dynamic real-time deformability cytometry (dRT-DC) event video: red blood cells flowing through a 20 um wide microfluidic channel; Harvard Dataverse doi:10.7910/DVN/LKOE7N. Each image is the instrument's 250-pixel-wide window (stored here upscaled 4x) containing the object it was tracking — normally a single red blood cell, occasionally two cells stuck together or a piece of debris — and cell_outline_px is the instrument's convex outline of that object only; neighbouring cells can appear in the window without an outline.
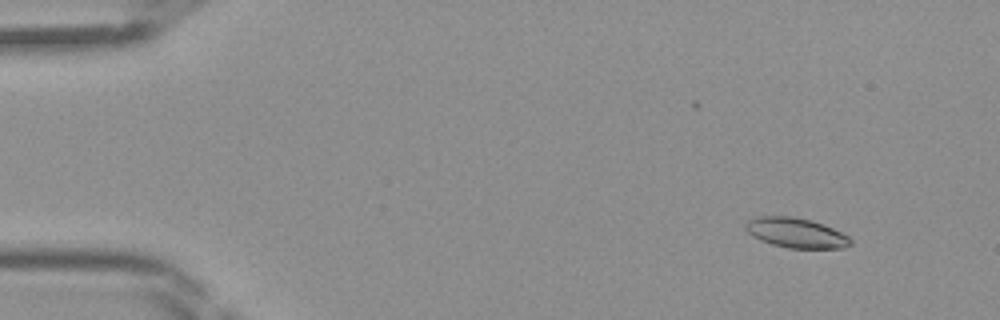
{"species": "Egyptian fruit bat (a non-hibernating species)", "species_latin": "Rousettus aegyptiacus", "temperature_condition": "room temperature", "stored_images_in_passage": 44, "camera_frame_rate_fps": 3000, "um_per_image_px": 0.085, "frame": {"image": 1, "passage_image": 4, "time_ms": 1.0, "image_size_px": [1000, 320], "cell_outline_px": [[852, 244], [844, 248], [788, 248], [772, 244], [760, 240], [752, 236], [744, 228], [744, 224], [748, 220], [756, 216], [792, 216], [812, 220], [824, 224], [848, 236], [852, 240]], "centroid_in_image_um": [67.64, 19.78], "position_along_channel_um": 17.4, "area_um2": 18.44}}
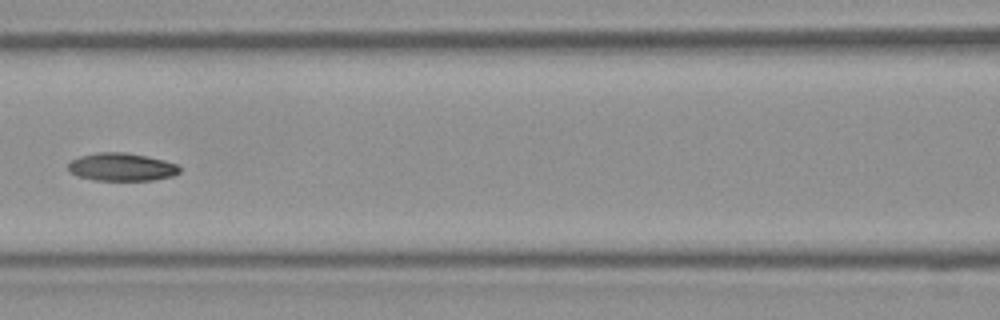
{"frame": {"image": 2, "passage_image": 20, "time_ms": 6.333, "image_size_px": [1000, 320], "cell_outline_px": [[180, 172], [172, 176], [152, 180], [92, 180], [76, 176], [68, 172], [68, 164], [72, 160], [80, 156], [96, 152], [124, 152], [148, 156], [180, 164]], "centroid_in_image_um": [10.33, 14.19], "position_along_channel_um": 156.3, "area_um2": 18.38}}
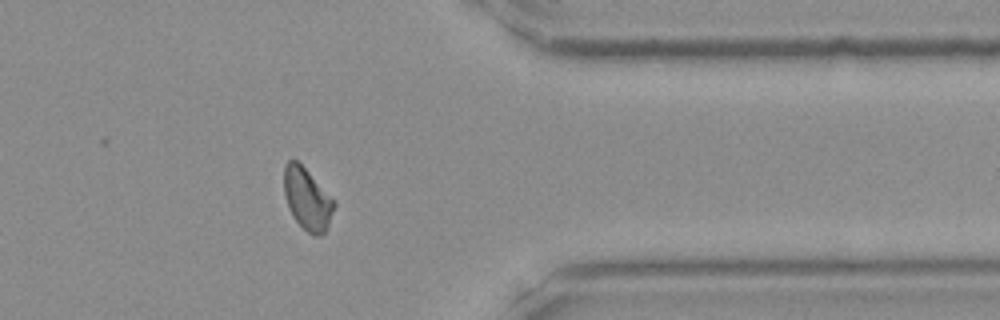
{"frame": {"image": 3, "passage_image": 36, "time_ms": 11.667, "image_size_px": [1000, 320], "cell_outline_px": [[336, 204], [328, 224], [324, 232], [320, 236], [316, 236], [308, 232], [292, 216], [288, 208], [284, 196], [284, 164], [288, 160], [296, 160], [308, 172]], "centroid_in_image_um": [26.07, 16.92], "position_along_channel_um": 385.3, "area_um2": 17.57}}